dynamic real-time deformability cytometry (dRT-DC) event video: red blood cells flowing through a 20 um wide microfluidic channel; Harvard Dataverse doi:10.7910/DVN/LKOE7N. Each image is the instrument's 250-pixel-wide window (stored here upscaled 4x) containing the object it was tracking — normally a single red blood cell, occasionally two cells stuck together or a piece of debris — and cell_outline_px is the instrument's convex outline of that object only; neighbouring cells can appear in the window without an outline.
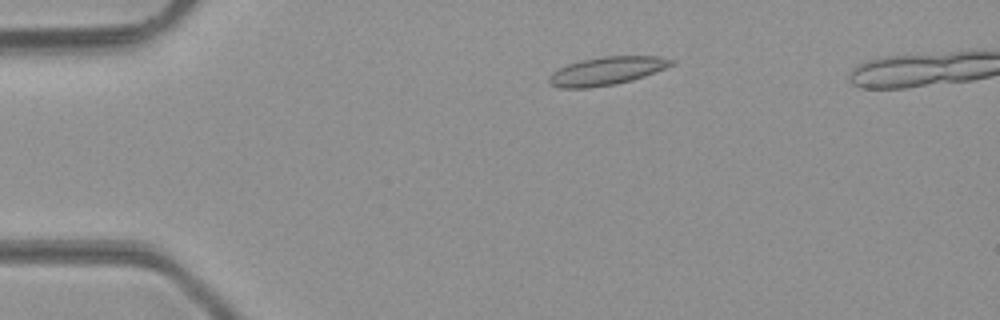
{"species": "common noctule bat (a hibernating species)", "species_latin": "Nyctalus noctula", "temperature_condition": "room temperature", "stored_images_in_passage": 39, "camera_frame_rate_fps": 3000, "um_per_image_px": 0.085, "animal": {"sex": "male", "body_mass_g": 23.1, "forearm_length_mm": 52.7}, "frame": {"image": 1, "passage_image": 4, "time_ms": 1.0, "image_size_px": [1000, 320], "cell_outline_px": [[676, 64], [644, 76], [632, 80], [616, 84], [588, 88], [560, 88], [552, 84], [548, 80], [548, 76], [552, 72], [568, 64], [580, 60], [604, 56], [660, 56], [676, 60]], "centroid_in_image_um": [51.6, 6.02], "position_along_channel_um": 33.4, "area_um2": 20.17}}
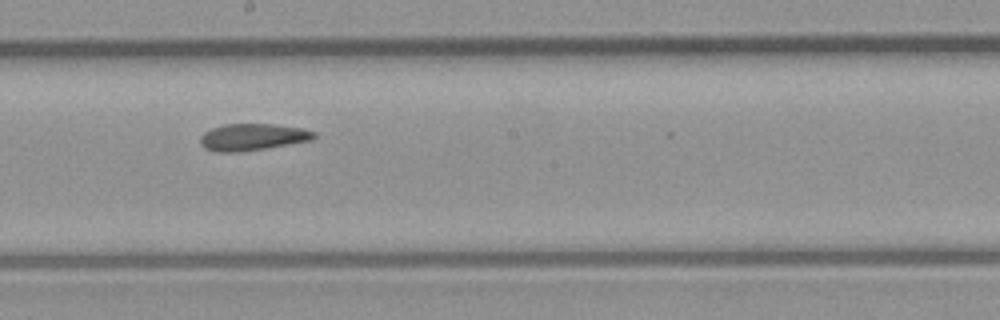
{"frame": {"image": 2, "passage_image": 21, "time_ms": 6.667, "image_size_px": [1000, 320], "cell_outline_px": [[316, 136], [312, 140], [264, 148], [236, 152], [216, 152], [204, 148], [200, 144], [200, 136], [204, 132], [212, 128], [224, 124], [276, 124], [300, 128], [316, 132]], "centroid_in_image_um": [21.43, 11.64], "position_along_channel_um": 226.8, "area_um2": 17.69}}
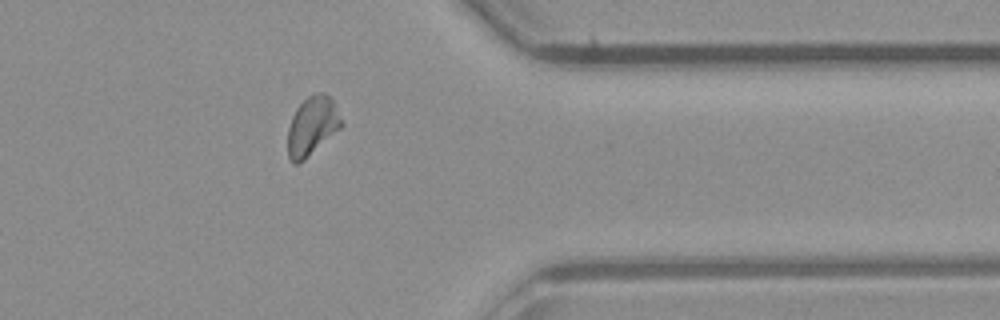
{"frame": {"image": 3, "passage_image": 33, "time_ms": 10.667, "image_size_px": [1000, 320], "cell_outline_px": [[344, 124], [340, 128], [304, 160], [296, 164], [292, 164], [288, 156], [288, 128], [292, 116], [296, 108], [308, 96], [320, 92], [324, 92], [332, 96]], "centroid_in_image_um": [26.54, 10.69], "position_along_channel_um": 384.9, "area_um2": 18.44}}